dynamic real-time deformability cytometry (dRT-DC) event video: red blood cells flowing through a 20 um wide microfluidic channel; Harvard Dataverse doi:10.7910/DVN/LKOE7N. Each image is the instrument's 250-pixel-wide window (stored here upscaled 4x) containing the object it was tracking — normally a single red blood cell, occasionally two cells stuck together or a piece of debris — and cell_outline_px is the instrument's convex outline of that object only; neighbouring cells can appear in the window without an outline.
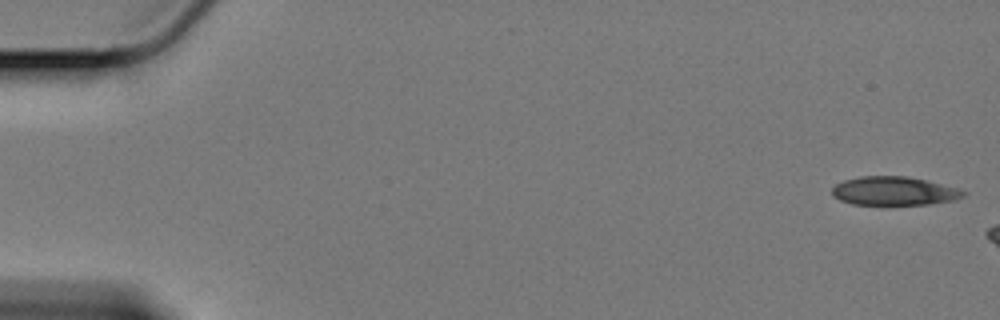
{"species": "Egyptian fruit bat (a non-hibernating species)", "species_latin": "Rousettus aegyptiacus", "temperature_condition": "cold", "stored_images_in_passage": 8, "camera_frame_rate_fps": 3000, "um_per_image_px": 0.085, "animal": {"sex": "female"}, "frame": {"image": 1, "passage_image": 1, "time_ms": 0.0, "image_size_px": [1000, 320], "cell_outline_px": [[968, 192], [964, 196], [956, 200], [928, 204], [852, 204], [840, 200], [832, 196], [832, 188], [836, 184], [844, 180], [860, 176], [908, 176], [928, 180], [960, 188]], "centroid_in_image_um": [76.04, 16.22], "position_along_channel_um": 9.0, "area_um2": 22.14}}